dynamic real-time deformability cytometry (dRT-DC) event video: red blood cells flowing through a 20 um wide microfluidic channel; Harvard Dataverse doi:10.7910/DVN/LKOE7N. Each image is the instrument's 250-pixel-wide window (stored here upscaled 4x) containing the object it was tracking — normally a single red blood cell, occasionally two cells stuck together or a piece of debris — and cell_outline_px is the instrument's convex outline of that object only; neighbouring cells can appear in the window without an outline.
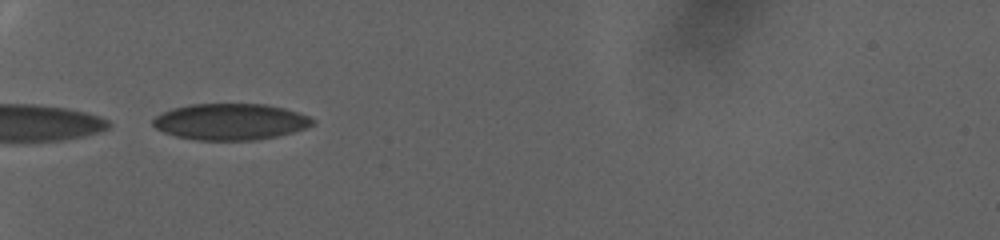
{"species": "human", "species_latin": "Homo sapiens", "temperature_condition": "warm", "stored_images_in_passage": 9, "camera_frame_rate_fps": 3000, "um_per_image_px": 0.085, "donor": {"sex": "female"}, "frame": {"image": 1, "passage_image": 1, "time_ms": 0.0, "image_size_px": [1000, 240], "cell_outline_px": [[316, 120], [312, 124], [304, 128], [292, 132], [276, 136], [256, 140], [196, 140], [176, 136], [164, 132], [156, 128], [152, 124], [152, 120], [156, 116], [172, 108], [192, 104], [264, 104], [284, 108], [308, 116]], "centroid_in_image_um": [19.56, 10.35], "position_along_channel_um": 65.4, "area_um2": 33.58}}
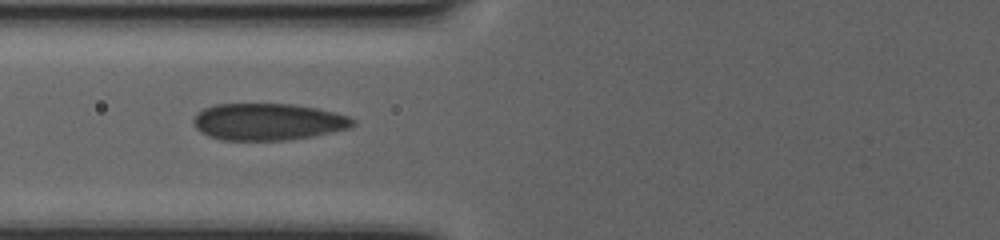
{"frame": {"image": 2, "passage_image": 7, "time_ms": 2.0, "image_size_px": [1000, 240], "cell_outline_px": [[356, 124], [352, 128], [292, 140], [220, 140], [208, 136], [200, 132], [192, 124], [192, 120], [204, 108], [216, 104], [292, 104], [316, 108], [348, 116], [356, 120]], "centroid_in_image_um": [22.79, 10.36], "position_along_channel_um": 103.0, "area_um2": 34.39}}